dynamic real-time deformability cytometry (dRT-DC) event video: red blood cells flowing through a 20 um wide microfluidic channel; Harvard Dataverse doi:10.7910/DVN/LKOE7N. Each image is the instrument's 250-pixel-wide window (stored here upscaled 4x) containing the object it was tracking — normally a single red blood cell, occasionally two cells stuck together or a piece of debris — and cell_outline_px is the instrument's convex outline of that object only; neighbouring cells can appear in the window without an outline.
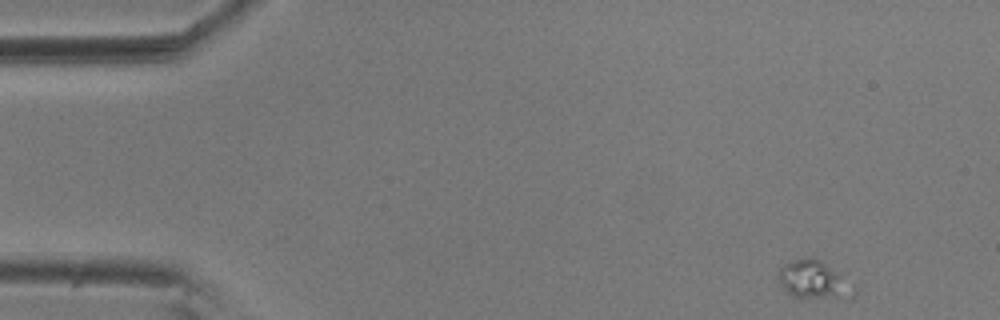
{"species": "common noctule bat (a hibernating species)", "species_latin": "Nyctalus noctula", "temperature_condition": "room temperature", "stored_images_in_passage": 53, "camera_frame_rate_fps": 3000, "um_per_image_px": 0.085, "animal": {"sex": "male", "body_mass_g": 20.5, "forearm_length_mm": 52.5}, "frame": {"image": 1, "passage_image": 1, "time_ms": 0.0, "image_size_px": [1000, 320], "cell_outline_px": [[840, 292], [836, 296], [800, 300], [792, 296], [780, 284], [776, 272], [784, 264], [808, 256], [812, 256], [820, 260], [836, 272], [840, 276]], "centroid_in_image_um": [68.77, 23.72], "position_along_channel_um": 16.2, "area_um2": 14.85}}
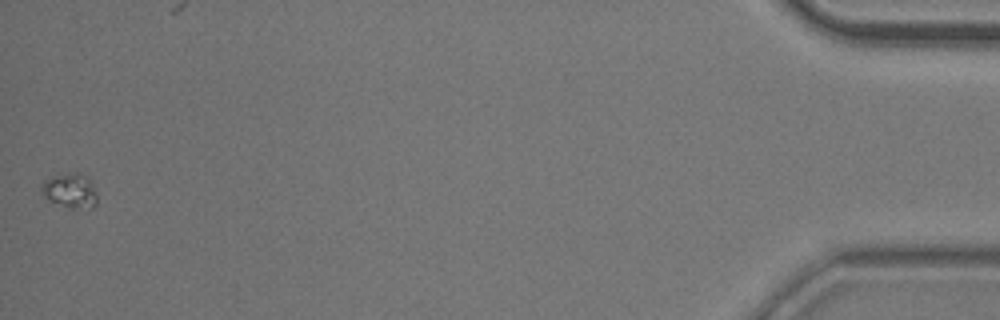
{"frame": {"image": 2, "passage_image": 53, "time_ms": 17.333, "image_size_px": [1000, 320], "cell_outline_px": [[96, 204], [92, 208], [68, 208], [48, 200], [44, 196], [40, 188], [44, 180], [76, 172], [80, 172], [88, 176], [96, 192]], "centroid_in_image_um": [5.99, 16.22], "position_along_channel_um": 429.2, "area_um2": 11.1}}